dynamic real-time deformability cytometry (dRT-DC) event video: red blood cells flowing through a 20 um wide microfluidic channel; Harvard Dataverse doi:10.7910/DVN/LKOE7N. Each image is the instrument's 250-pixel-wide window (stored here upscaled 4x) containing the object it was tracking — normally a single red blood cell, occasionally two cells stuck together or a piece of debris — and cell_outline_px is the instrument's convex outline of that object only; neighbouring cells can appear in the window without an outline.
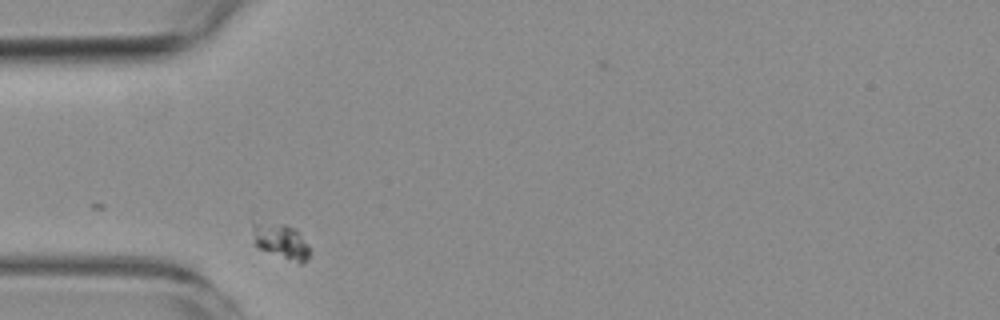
{"species": "common noctule bat (a hibernating species)", "species_latin": "Nyctalus noctula", "temperature_condition": "room temperature", "stored_images_in_passage": 2, "camera_frame_rate_fps": 3000, "um_per_image_px": 0.085, "animal": {"sex": "female", "body_mass_g": 19.3, "forearm_length_mm": 54.1}, "frame": {"image": 1, "passage_image": 1, "time_ms": 0.0, "image_size_px": [1000, 320], "cell_outline_px": [[308, 260], [300, 264], [256, 248], [252, 228], [252, 224], [284, 224], [300, 232], [308, 244]], "centroid_in_image_um": [23.9, 20.55], "position_along_channel_um": 61.1, "area_um2": 11.5}}